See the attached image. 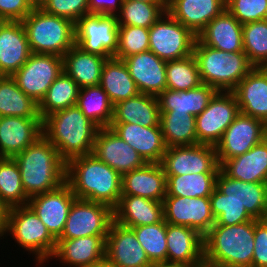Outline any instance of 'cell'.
Returning a JSON list of instances; mask_svg holds the SVG:
<instances>
[{"label": "cell", "mask_w": 267, "mask_h": 267, "mask_svg": "<svg viewBox=\"0 0 267 267\" xmlns=\"http://www.w3.org/2000/svg\"><path fill=\"white\" fill-rule=\"evenodd\" d=\"M198 267H212V266H209V265L203 264V265H201V266H198Z\"/></svg>", "instance_id": "94428289"}, {"label": "cell", "mask_w": 267, "mask_h": 267, "mask_svg": "<svg viewBox=\"0 0 267 267\" xmlns=\"http://www.w3.org/2000/svg\"><path fill=\"white\" fill-rule=\"evenodd\" d=\"M216 188L218 201L239 202L253 219H267V183L233 179L220 170Z\"/></svg>", "instance_id": "e0dca14e"}, {"label": "cell", "mask_w": 267, "mask_h": 267, "mask_svg": "<svg viewBox=\"0 0 267 267\" xmlns=\"http://www.w3.org/2000/svg\"><path fill=\"white\" fill-rule=\"evenodd\" d=\"M76 196L67 182L58 188L29 198L27 205L35 212L50 234L57 240Z\"/></svg>", "instance_id": "2e32d148"}, {"label": "cell", "mask_w": 267, "mask_h": 267, "mask_svg": "<svg viewBox=\"0 0 267 267\" xmlns=\"http://www.w3.org/2000/svg\"><path fill=\"white\" fill-rule=\"evenodd\" d=\"M94 267H119V266H116V265L110 263L108 260L104 259L101 262H99L98 264H96Z\"/></svg>", "instance_id": "9f6ffc18"}, {"label": "cell", "mask_w": 267, "mask_h": 267, "mask_svg": "<svg viewBox=\"0 0 267 267\" xmlns=\"http://www.w3.org/2000/svg\"><path fill=\"white\" fill-rule=\"evenodd\" d=\"M123 0H88L89 13L117 15Z\"/></svg>", "instance_id": "f5cc1de1"}, {"label": "cell", "mask_w": 267, "mask_h": 267, "mask_svg": "<svg viewBox=\"0 0 267 267\" xmlns=\"http://www.w3.org/2000/svg\"><path fill=\"white\" fill-rule=\"evenodd\" d=\"M105 259L119 267H153L131 228L115 221L106 237Z\"/></svg>", "instance_id": "d6986e66"}, {"label": "cell", "mask_w": 267, "mask_h": 267, "mask_svg": "<svg viewBox=\"0 0 267 267\" xmlns=\"http://www.w3.org/2000/svg\"><path fill=\"white\" fill-rule=\"evenodd\" d=\"M197 39L228 53L243 51L242 24L227 9L209 22Z\"/></svg>", "instance_id": "f1b7e54d"}, {"label": "cell", "mask_w": 267, "mask_h": 267, "mask_svg": "<svg viewBox=\"0 0 267 267\" xmlns=\"http://www.w3.org/2000/svg\"><path fill=\"white\" fill-rule=\"evenodd\" d=\"M220 170L233 179L267 183V137L243 155L225 160Z\"/></svg>", "instance_id": "4dcf8cb0"}, {"label": "cell", "mask_w": 267, "mask_h": 267, "mask_svg": "<svg viewBox=\"0 0 267 267\" xmlns=\"http://www.w3.org/2000/svg\"><path fill=\"white\" fill-rule=\"evenodd\" d=\"M160 164L166 176L220 171L216 147L209 144L168 147Z\"/></svg>", "instance_id": "4fadbf2b"}, {"label": "cell", "mask_w": 267, "mask_h": 267, "mask_svg": "<svg viewBox=\"0 0 267 267\" xmlns=\"http://www.w3.org/2000/svg\"><path fill=\"white\" fill-rule=\"evenodd\" d=\"M66 182L77 199L99 202L114 209L122 192V175L93 154L66 163Z\"/></svg>", "instance_id": "6da1fadb"}, {"label": "cell", "mask_w": 267, "mask_h": 267, "mask_svg": "<svg viewBox=\"0 0 267 267\" xmlns=\"http://www.w3.org/2000/svg\"><path fill=\"white\" fill-rule=\"evenodd\" d=\"M131 229L153 265L167 263V223L164 219L159 223L131 227Z\"/></svg>", "instance_id": "7bdbcfd3"}, {"label": "cell", "mask_w": 267, "mask_h": 267, "mask_svg": "<svg viewBox=\"0 0 267 267\" xmlns=\"http://www.w3.org/2000/svg\"><path fill=\"white\" fill-rule=\"evenodd\" d=\"M92 154L121 175L146 164L142 157L110 127L99 128Z\"/></svg>", "instance_id": "ac0fdd59"}, {"label": "cell", "mask_w": 267, "mask_h": 267, "mask_svg": "<svg viewBox=\"0 0 267 267\" xmlns=\"http://www.w3.org/2000/svg\"><path fill=\"white\" fill-rule=\"evenodd\" d=\"M217 92L204 83L187 91L165 89L157 96L160 113H186L196 117L205 110Z\"/></svg>", "instance_id": "1f68e13d"}, {"label": "cell", "mask_w": 267, "mask_h": 267, "mask_svg": "<svg viewBox=\"0 0 267 267\" xmlns=\"http://www.w3.org/2000/svg\"><path fill=\"white\" fill-rule=\"evenodd\" d=\"M107 236H86L74 239H57L51 260L68 267H94L105 259Z\"/></svg>", "instance_id": "44dd1931"}, {"label": "cell", "mask_w": 267, "mask_h": 267, "mask_svg": "<svg viewBox=\"0 0 267 267\" xmlns=\"http://www.w3.org/2000/svg\"><path fill=\"white\" fill-rule=\"evenodd\" d=\"M167 176L160 163H146L143 167L122 175L121 195H132L163 202Z\"/></svg>", "instance_id": "83f0119b"}, {"label": "cell", "mask_w": 267, "mask_h": 267, "mask_svg": "<svg viewBox=\"0 0 267 267\" xmlns=\"http://www.w3.org/2000/svg\"><path fill=\"white\" fill-rule=\"evenodd\" d=\"M226 9V0H167L166 11L195 36Z\"/></svg>", "instance_id": "484cf974"}, {"label": "cell", "mask_w": 267, "mask_h": 267, "mask_svg": "<svg viewBox=\"0 0 267 267\" xmlns=\"http://www.w3.org/2000/svg\"><path fill=\"white\" fill-rule=\"evenodd\" d=\"M197 36L167 11L149 28V51L164 61L193 54Z\"/></svg>", "instance_id": "9c48e42d"}, {"label": "cell", "mask_w": 267, "mask_h": 267, "mask_svg": "<svg viewBox=\"0 0 267 267\" xmlns=\"http://www.w3.org/2000/svg\"><path fill=\"white\" fill-rule=\"evenodd\" d=\"M109 127L146 163L161 162L167 149L161 127H144L130 123H111Z\"/></svg>", "instance_id": "603a6c76"}, {"label": "cell", "mask_w": 267, "mask_h": 267, "mask_svg": "<svg viewBox=\"0 0 267 267\" xmlns=\"http://www.w3.org/2000/svg\"><path fill=\"white\" fill-rule=\"evenodd\" d=\"M34 8L30 0H0V18L22 21Z\"/></svg>", "instance_id": "816d5d0a"}, {"label": "cell", "mask_w": 267, "mask_h": 267, "mask_svg": "<svg viewBox=\"0 0 267 267\" xmlns=\"http://www.w3.org/2000/svg\"><path fill=\"white\" fill-rule=\"evenodd\" d=\"M9 209L10 208L3 201L0 200V240H6L4 236L7 228Z\"/></svg>", "instance_id": "db71d44e"}, {"label": "cell", "mask_w": 267, "mask_h": 267, "mask_svg": "<svg viewBox=\"0 0 267 267\" xmlns=\"http://www.w3.org/2000/svg\"><path fill=\"white\" fill-rule=\"evenodd\" d=\"M63 58V71L68 74L79 88L99 85L101 72L107 58L82 51L74 45Z\"/></svg>", "instance_id": "836d02e7"}, {"label": "cell", "mask_w": 267, "mask_h": 267, "mask_svg": "<svg viewBox=\"0 0 267 267\" xmlns=\"http://www.w3.org/2000/svg\"><path fill=\"white\" fill-rule=\"evenodd\" d=\"M7 22V20L0 18V32L3 27V25Z\"/></svg>", "instance_id": "91938a15"}, {"label": "cell", "mask_w": 267, "mask_h": 267, "mask_svg": "<svg viewBox=\"0 0 267 267\" xmlns=\"http://www.w3.org/2000/svg\"><path fill=\"white\" fill-rule=\"evenodd\" d=\"M266 137L264 121L240 113L215 146L219 165L229 158L243 155Z\"/></svg>", "instance_id": "5bb4252c"}, {"label": "cell", "mask_w": 267, "mask_h": 267, "mask_svg": "<svg viewBox=\"0 0 267 267\" xmlns=\"http://www.w3.org/2000/svg\"><path fill=\"white\" fill-rule=\"evenodd\" d=\"M226 9L242 25L267 19V0H226Z\"/></svg>", "instance_id": "c3c4849f"}, {"label": "cell", "mask_w": 267, "mask_h": 267, "mask_svg": "<svg viewBox=\"0 0 267 267\" xmlns=\"http://www.w3.org/2000/svg\"><path fill=\"white\" fill-rule=\"evenodd\" d=\"M126 1V0H123ZM129 1H143L147 3H167L166 0H129Z\"/></svg>", "instance_id": "6f0895ef"}, {"label": "cell", "mask_w": 267, "mask_h": 267, "mask_svg": "<svg viewBox=\"0 0 267 267\" xmlns=\"http://www.w3.org/2000/svg\"><path fill=\"white\" fill-rule=\"evenodd\" d=\"M79 90L78 84L62 71L38 104V111L42 120L59 110L77 105Z\"/></svg>", "instance_id": "8d00e7d4"}, {"label": "cell", "mask_w": 267, "mask_h": 267, "mask_svg": "<svg viewBox=\"0 0 267 267\" xmlns=\"http://www.w3.org/2000/svg\"><path fill=\"white\" fill-rule=\"evenodd\" d=\"M218 173L167 176L166 196L210 197L216 188Z\"/></svg>", "instance_id": "ab89813d"}, {"label": "cell", "mask_w": 267, "mask_h": 267, "mask_svg": "<svg viewBox=\"0 0 267 267\" xmlns=\"http://www.w3.org/2000/svg\"><path fill=\"white\" fill-rule=\"evenodd\" d=\"M167 263L198 267L204 264L203 236L196 230L167 223Z\"/></svg>", "instance_id": "cb8c5ba5"}, {"label": "cell", "mask_w": 267, "mask_h": 267, "mask_svg": "<svg viewBox=\"0 0 267 267\" xmlns=\"http://www.w3.org/2000/svg\"><path fill=\"white\" fill-rule=\"evenodd\" d=\"M39 8L48 14L69 19L73 23L89 13L88 0H45Z\"/></svg>", "instance_id": "681fc988"}, {"label": "cell", "mask_w": 267, "mask_h": 267, "mask_svg": "<svg viewBox=\"0 0 267 267\" xmlns=\"http://www.w3.org/2000/svg\"><path fill=\"white\" fill-rule=\"evenodd\" d=\"M243 51L254 67H267V19L242 25Z\"/></svg>", "instance_id": "f6af8a7d"}, {"label": "cell", "mask_w": 267, "mask_h": 267, "mask_svg": "<svg viewBox=\"0 0 267 267\" xmlns=\"http://www.w3.org/2000/svg\"><path fill=\"white\" fill-rule=\"evenodd\" d=\"M117 15L88 13L75 23V45L82 51L114 57L118 49Z\"/></svg>", "instance_id": "ba28073f"}, {"label": "cell", "mask_w": 267, "mask_h": 267, "mask_svg": "<svg viewBox=\"0 0 267 267\" xmlns=\"http://www.w3.org/2000/svg\"><path fill=\"white\" fill-rule=\"evenodd\" d=\"M167 89L187 91L202 84L195 56L192 54L182 59L166 63Z\"/></svg>", "instance_id": "ee69618b"}, {"label": "cell", "mask_w": 267, "mask_h": 267, "mask_svg": "<svg viewBox=\"0 0 267 267\" xmlns=\"http://www.w3.org/2000/svg\"><path fill=\"white\" fill-rule=\"evenodd\" d=\"M8 236L18 249L23 248L24 252H28L26 254H32L36 267H45L57 246V240L28 205L9 209L5 237Z\"/></svg>", "instance_id": "52a82bcc"}, {"label": "cell", "mask_w": 267, "mask_h": 267, "mask_svg": "<svg viewBox=\"0 0 267 267\" xmlns=\"http://www.w3.org/2000/svg\"><path fill=\"white\" fill-rule=\"evenodd\" d=\"M140 93L158 96L167 89L166 63L152 51L133 54L123 59Z\"/></svg>", "instance_id": "7402d4cb"}, {"label": "cell", "mask_w": 267, "mask_h": 267, "mask_svg": "<svg viewBox=\"0 0 267 267\" xmlns=\"http://www.w3.org/2000/svg\"><path fill=\"white\" fill-rule=\"evenodd\" d=\"M252 267H267V219H255Z\"/></svg>", "instance_id": "f907efd6"}, {"label": "cell", "mask_w": 267, "mask_h": 267, "mask_svg": "<svg viewBox=\"0 0 267 267\" xmlns=\"http://www.w3.org/2000/svg\"><path fill=\"white\" fill-rule=\"evenodd\" d=\"M41 118L38 104L21 91L11 76H0V117Z\"/></svg>", "instance_id": "d590c367"}, {"label": "cell", "mask_w": 267, "mask_h": 267, "mask_svg": "<svg viewBox=\"0 0 267 267\" xmlns=\"http://www.w3.org/2000/svg\"><path fill=\"white\" fill-rule=\"evenodd\" d=\"M99 85L106 92L113 105L140 93L126 64L122 59L115 57L106 59Z\"/></svg>", "instance_id": "e575fe53"}, {"label": "cell", "mask_w": 267, "mask_h": 267, "mask_svg": "<svg viewBox=\"0 0 267 267\" xmlns=\"http://www.w3.org/2000/svg\"><path fill=\"white\" fill-rule=\"evenodd\" d=\"M201 82L217 91L232 92L254 68L244 51L218 50L201 43L197 38L193 47Z\"/></svg>", "instance_id": "5b68a950"}, {"label": "cell", "mask_w": 267, "mask_h": 267, "mask_svg": "<svg viewBox=\"0 0 267 267\" xmlns=\"http://www.w3.org/2000/svg\"><path fill=\"white\" fill-rule=\"evenodd\" d=\"M113 221L114 214L110 206L76 199L70 208L64 231L58 239L107 236Z\"/></svg>", "instance_id": "7c38bea8"}, {"label": "cell", "mask_w": 267, "mask_h": 267, "mask_svg": "<svg viewBox=\"0 0 267 267\" xmlns=\"http://www.w3.org/2000/svg\"><path fill=\"white\" fill-rule=\"evenodd\" d=\"M239 114L240 108L235 94L218 91L205 110L195 117L197 144L216 146Z\"/></svg>", "instance_id": "8fae6325"}, {"label": "cell", "mask_w": 267, "mask_h": 267, "mask_svg": "<svg viewBox=\"0 0 267 267\" xmlns=\"http://www.w3.org/2000/svg\"><path fill=\"white\" fill-rule=\"evenodd\" d=\"M62 71V57L31 53L27 62L11 77L23 93L39 104Z\"/></svg>", "instance_id": "30bf717a"}, {"label": "cell", "mask_w": 267, "mask_h": 267, "mask_svg": "<svg viewBox=\"0 0 267 267\" xmlns=\"http://www.w3.org/2000/svg\"><path fill=\"white\" fill-rule=\"evenodd\" d=\"M42 129L67 163L72 158L92 154L99 127L74 105L46 116Z\"/></svg>", "instance_id": "3957f363"}, {"label": "cell", "mask_w": 267, "mask_h": 267, "mask_svg": "<svg viewBox=\"0 0 267 267\" xmlns=\"http://www.w3.org/2000/svg\"><path fill=\"white\" fill-rule=\"evenodd\" d=\"M149 51V29L119 25L118 49L115 58L124 59L133 54Z\"/></svg>", "instance_id": "bcb514c9"}, {"label": "cell", "mask_w": 267, "mask_h": 267, "mask_svg": "<svg viewBox=\"0 0 267 267\" xmlns=\"http://www.w3.org/2000/svg\"><path fill=\"white\" fill-rule=\"evenodd\" d=\"M255 219L238 225H213L203 237L204 264L252 267Z\"/></svg>", "instance_id": "277c9868"}, {"label": "cell", "mask_w": 267, "mask_h": 267, "mask_svg": "<svg viewBox=\"0 0 267 267\" xmlns=\"http://www.w3.org/2000/svg\"><path fill=\"white\" fill-rule=\"evenodd\" d=\"M163 213L166 223L190 227L203 237L215 224L209 197L165 196Z\"/></svg>", "instance_id": "9a60e30c"}, {"label": "cell", "mask_w": 267, "mask_h": 267, "mask_svg": "<svg viewBox=\"0 0 267 267\" xmlns=\"http://www.w3.org/2000/svg\"><path fill=\"white\" fill-rule=\"evenodd\" d=\"M211 212L215 218L214 225H238L253 220L245 206L235 201H218V189L215 188L209 197Z\"/></svg>", "instance_id": "7dc6e473"}, {"label": "cell", "mask_w": 267, "mask_h": 267, "mask_svg": "<svg viewBox=\"0 0 267 267\" xmlns=\"http://www.w3.org/2000/svg\"><path fill=\"white\" fill-rule=\"evenodd\" d=\"M13 159L18 164L22 185L29 198L66 182V162L44 135Z\"/></svg>", "instance_id": "7a4b0ae2"}, {"label": "cell", "mask_w": 267, "mask_h": 267, "mask_svg": "<svg viewBox=\"0 0 267 267\" xmlns=\"http://www.w3.org/2000/svg\"><path fill=\"white\" fill-rule=\"evenodd\" d=\"M0 200L9 208L27 205L29 201L13 158H0Z\"/></svg>", "instance_id": "60d3db41"}, {"label": "cell", "mask_w": 267, "mask_h": 267, "mask_svg": "<svg viewBox=\"0 0 267 267\" xmlns=\"http://www.w3.org/2000/svg\"><path fill=\"white\" fill-rule=\"evenodd\" d=\"M77 106L99 128L110 126L114 105L100 85L81 88Z\"/></svg>", "instance_id": "f35d334b"}, {"label": "cell", "mask_w": 267, "mask_h": 267, "mask_svg": "<svg viewBox=\"0 0 267 267\" xmlns=\"http://www.w3.org/2000/svg\"><path fill=\"white\" fill-rule=\"evenodd\" d=\"M232 92L240 113L267 123V67H254Z\"/></svg>", "instance_id": "d4e9b609"}, {"label": "cell", "mask_w": 267, "mask_h": 267, "mask_svg": "<svg viewBox=\"0 0 267 267\" xmlns=\"http://www.w3.org/2000/svg\"><path fill=\"white\" fill-rule=\"evenodd\" d=\"M113 214L116 223L128 228L155 224L164 219L163 202L121 195Z\"/></svg>", "instance_id": "f546056e"}, {"label": "cell", "mask_w": 267, "mask_h": 267, "mask_svg": "<svg viewBox=\"0 0 267 267\" xmlns=\"http://www.w3.org/2000/svg\"><path fill=\"white\" fill-rule=\"evenodd\" d=\"M42 135V118L0 117V158H13Z\"/></svg>", "instance_id": "ffe728a7"}, {"label": "cell", "mask_w": 267, "mask_h": 267, "mask_svg": "<svg viewBox=\"0 0 267 267\" xmlns=\"http://www.w3.org/2000/svg\"><path fill=\"white\" fill-rule=\"evenodd\" d=\"M153 267H189V266L183 264L162 263V264H155Z\"/></svg>", "instance_id": "11a10c76"}, {"label": "cell", "mask_w": 267, "mask_h": 267, "mask_svg": "<svg viewBox=\"0 0 267 267\" xmlns=\"http://www.w3.org/2000/svg\"><path fill=\"white\" fill-rule=\"evenodd\" d=\"M167 3L123 1L117 14L118 25L139 26L149 29L165 12Z\"/></svg>", "instance_id": "b9f144b4"}, {"label": "cell", "mask_w": 267, "mask_h": 267, "mask_svg": "<svg viewBox=\"0 0 267 267\" xmlns=\"http://www.w3.org/2000/svg\"><path fill=\"white\" fill-rule=\"evenodd\" d=\"M45 0H30V2L34 5V7H40Z\"/></svg>", "instance_id": "680465c9"}, {"label": "cell", "mask_w": 267, "mask_h": 267, "mask_svg": "<svg viewBox=\"0 0 267 267\" xmlns=\"http://www.w3.org/2000/svg\"><path fill=\"white\" fill-rule=\"evenodd\" d=\"M31 54L21 21H7L0 32V76H12Z\"/></svg>", "instance_id": "4316f807"}, {"label": "cell", "mask_w": 267, "mask_h": 267, "mask_svg": "<svg viewBox=\"0 0 267 267\" xmlns=\"http://www.w3.org/2000/svg\"><path fill=\"white\" fill-rule=\"evenodd\" d=\"M111 123L140 124L144 127L160 126V108L157 96L139 93L113 106Z\"/></svg>", "instance_id": "d6a6232c"}, {"label": "cell", "mask_w": 267, "mask_h": 267, "mask_svg": "<svg viewBox=\"0 0 267 267\" xmlns=\"http://www.w3.org/2000/svg\"><path fill=\"white\" fill-rule=\"evenodd\" d=\"M160 126L168 147L197 144L196 118L186 113H160Z\"/></svg>", "instance_id": "74e56055"}, {"label": "cell", "mask_w": 267, "mask_h": 267, "mask_svg": "<svg viewBox=\"0 0 267 267\" xmlns=\"http://www.w3.org/2000/svg\"><path fill=\"white\" fill-rule=\"evenodd\" d=\"M31 53L63 57L75 45V23L35 7L22 21Z\"/></svg>", "instance_id": "8992f818"}]
</instances>
